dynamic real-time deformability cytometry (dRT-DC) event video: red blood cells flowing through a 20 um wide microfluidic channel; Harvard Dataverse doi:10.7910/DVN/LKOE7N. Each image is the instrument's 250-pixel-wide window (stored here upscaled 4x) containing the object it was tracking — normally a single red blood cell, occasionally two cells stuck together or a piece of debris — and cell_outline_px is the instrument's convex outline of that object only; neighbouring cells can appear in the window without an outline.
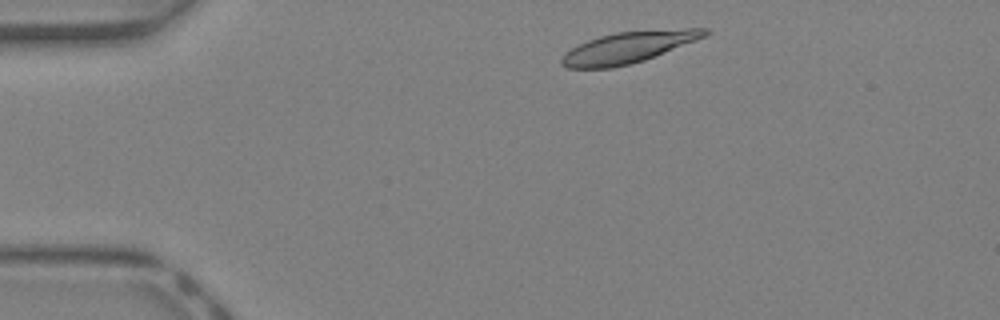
{"species": "Egyptian fruit bat (a non-hibernating species)", "species_latin": "Rousettus aegyptiacus", "temperature_condition": "warm", "stored_images_in_passage": 36, "camera_frame_rate_fps": 3000, "um_per_image_px": 0.085, "animal": {"sex": "female"}, "frame": {"image": 1, "passage_image": 3, "time_ms": 0.667, "image_size_px": [1000, 320], "cell_outline_px": [[708, 32], [704, 36], [696, 40], [644, 60], [632, 64], [612, 68], [568, 68], [560, 64], [560, 60], [572, 48], [588, 40], [600, 36], [616, 32], [684, 28], [708, 28]], "centroid_in_image_um": [53.4, 4.03], "position_along_channel_um": 31.6, "area_um2": 25.72}}
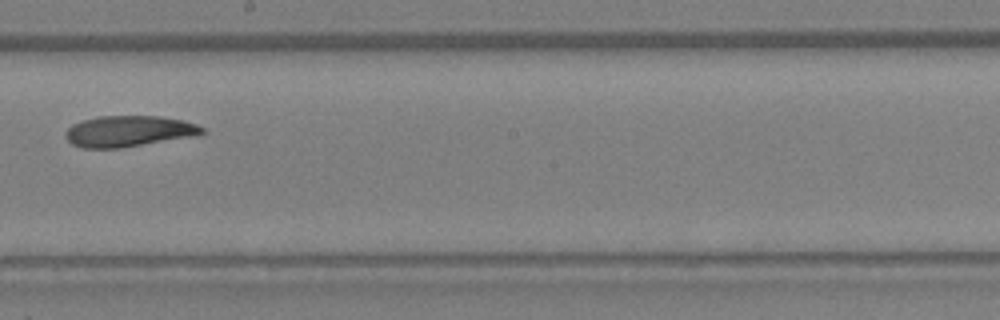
{"frame": {"image": 2, "passage_image": 19, "time_ms": 6.0, "image_size_px": [1000, 320], "cell_outline_px": [[204, 132], [188, 136], [120, 148], [84, 148], [72, 144], [64, 136], [64, 132], [72, 124], [96, 116], [160, 116], [184, 120], [196, 124], [204, 128]], "centroid_in_image_um": [10.86, 11.14], "position_along_channel_um": 237.3, "area_um2": 24.33}}
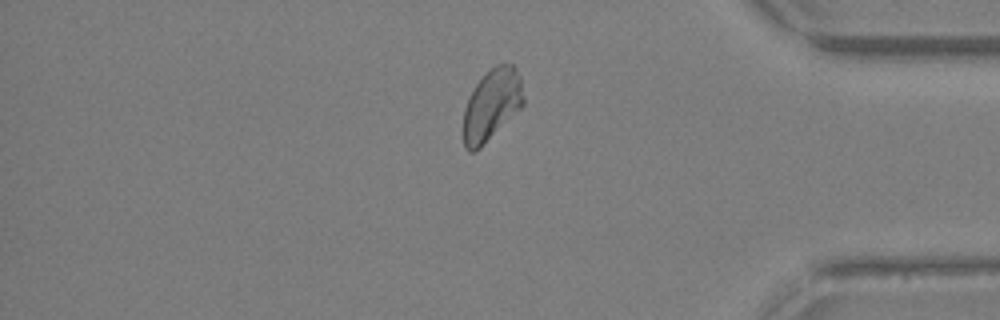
{"frame": {"image": 3, "passage_image": 30, "time_ms": 9.667, "image_size_px": [1000, 320], "cell_outline_px": [[524, 104], [480, 148], [472, 152], [468, 152], [464, 148], [460, 132], [464, 108], [476, 84], [496, 64], [512, 64], [516, 68], [520, 76], [524, 96]], "centroid_in_image_um": [41.75, 8.96], "position_along_channel_um": 393.5, "area_um2": 25.14}}